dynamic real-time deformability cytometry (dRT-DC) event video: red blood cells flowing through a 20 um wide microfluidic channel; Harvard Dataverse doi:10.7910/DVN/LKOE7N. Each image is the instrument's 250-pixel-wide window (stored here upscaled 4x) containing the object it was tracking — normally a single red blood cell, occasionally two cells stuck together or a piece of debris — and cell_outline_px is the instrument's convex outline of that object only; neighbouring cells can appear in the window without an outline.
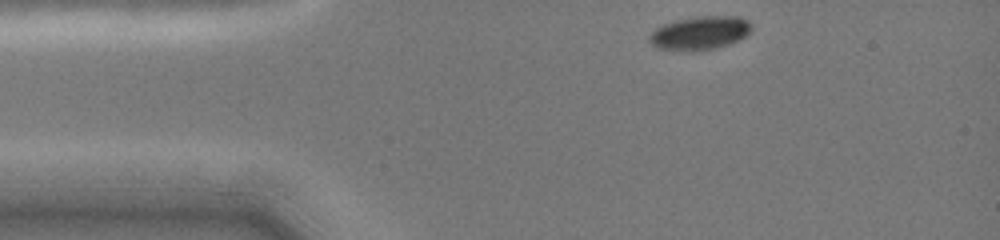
{"species": "common noctule bat (a hibernating species)", "species_latin": "Nyctalus noctula", "temperature_condition": "cold", "stored_images_in_passage": 43, "camera_frame_rate_fps": 3000, "um_per_image_px": 0.085, "animal": {"sex": "female", "body_mass_g": 19.0, "forearm_length_mm": 51.5}, "frame": {"image": 1, "passage_image": 1, "time_ms": 0.0, "image_size_px": [1000, 240], "cell_outline_px": [[748, 32], [744, 36], [728, 44], [712, 48], [692, 52], [660, 48], [652, 44], [652, 32], [656, 28], [664, 24], [676, 20], [696, 16], [740, 16], [748, 24]], "centroid_in_image_um": [59.46, 2.8], "position_along_channel_um": 25.5, "area_um2": 19.25}}
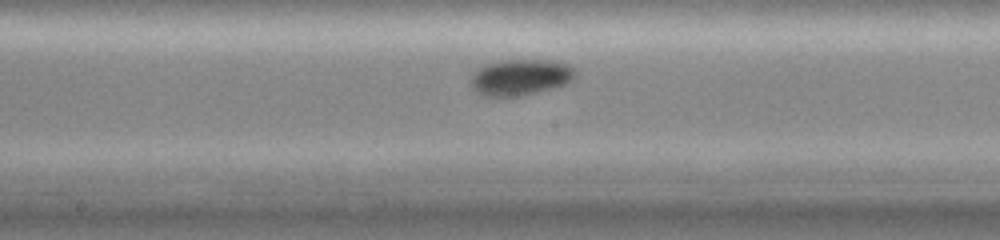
{"frame": {"image": 2, "passage_image": 18, "time_ms": 5.667, "image_size_px": [1000, 240], "cell_outline_px": [[576, 72], [572, 80], [564, 84], [524, 96], [484, 96], [476, 92], [472, 88], [472, 76], [484, 64], [500, 60], [548, 60], [568, 64], [576, 68]], "centroid_in_image_um": [44.25, 6.56], "position_along_channel_um": 204.0, "area_um2": 21.91}}
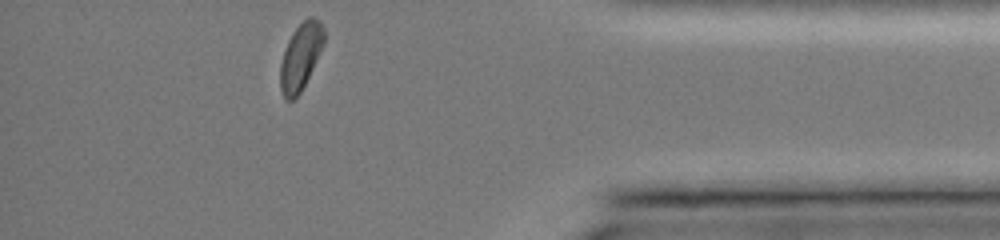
{"frame": {"image": 3, "passage_image": 42, "time_ms": 11.333, "image_size_px": [1000, 240], "cell_outline_px": [[324, 40], [320, 52], [300, 92], [292, 100], [288, 100], [284, 96], [280, 88], [280, 64], [288, 40], [292, 32], [308, 16], [312, 16], [320, 20], [324, 28]], "centroid_in_image_um": [25.55, 4.76], "position_along_channel_um": 409.6, "area_um2": 16.65}, "authors_computed_cell_mechanics": {"area_um2": 19.5364, "velocity_mm_per_s": 4.0251, "shape_relaxation_time_tau1_ms": 1.1244, "shape_relaxation_time_tau2_ms": null, "deformation_change_tau1": 0.0603, "deformation_change_tau2": null}}